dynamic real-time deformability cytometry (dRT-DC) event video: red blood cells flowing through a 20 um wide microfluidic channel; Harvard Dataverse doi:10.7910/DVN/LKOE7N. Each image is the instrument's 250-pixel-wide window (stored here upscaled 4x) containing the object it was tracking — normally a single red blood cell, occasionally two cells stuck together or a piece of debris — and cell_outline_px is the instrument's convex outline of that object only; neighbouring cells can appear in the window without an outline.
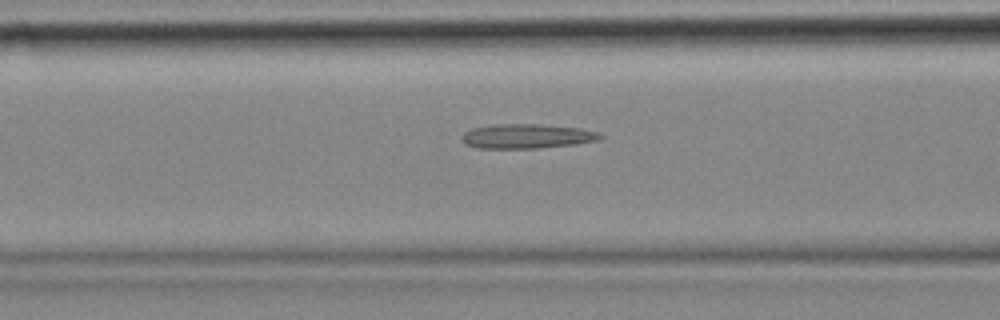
{"species": "common noctule bat (a hibernating species)", "species_latin": "Nyctalus noctula", "temperature_condition": "cold", "stored_images_in_passage": 52, "segment_of_instrument_passage": [1, 2], "camera_frame_rate_fps": 3000, "um_per_image_px": 0.085, "animal": {"sex": "female", "body_mass_g": 18.4}, "frame": {"image": 1, "passage_image": 22, "time_ms": 7.0, "image_size_px": [1000, 320], "cell_outline_px": [[604, 136], [600, 140], [576, 144], [540, 148], [476, 148], [464, 144], [460, 140], [460, 136], [464, 132], [472, 128], [496, 124], [540, 124], [580, 128], [600, 132]], "centroid_in_image_um": [44.78, 11.58], "position_along_channel_um": 121.8, "area_um2": 20.06}}
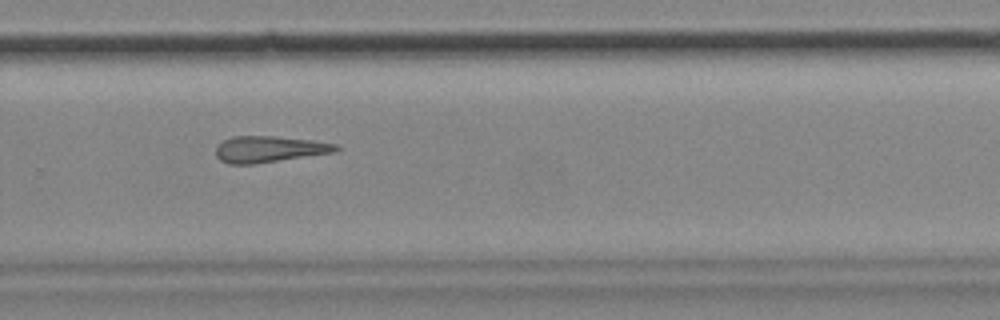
{"frame": {"image": 2, "passage_image": 38, "time_ms": 12.333, "image_size_px": [1000, 320], "cell_outline_px": [[340, 148], [336, 152], [256, 164], [228, 164], [220, 160], [216, 156], [216, 148], [224, 140], [232, 136], [276, 136], [312, 140], [336, 144]], "centroid_in_image_um": [22.89, 12.68], "position_along_channel_um": 306.9, "area_um2": 18.5}}
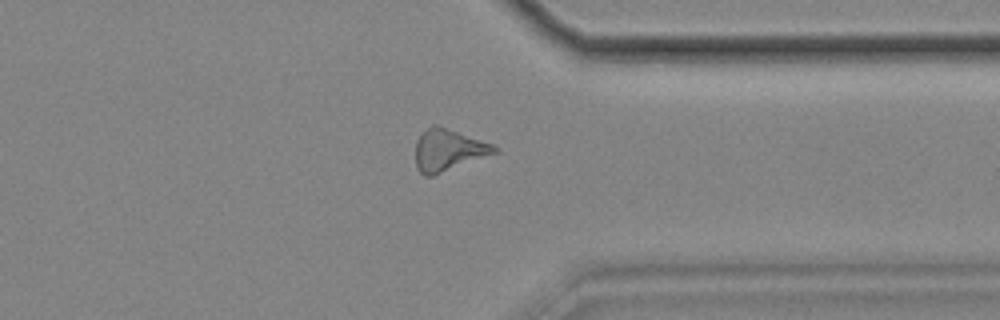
{"frame": {"image": 3, "passage_image": 44, "time_ms": 14.333, "image_size_px": [1000, 320], "cell_outline_px": [[500, 152], [432, 176], [424, 176], [416, 168], [416, 140], [432, 124], [436, 124], [492, 144], [500, 148]], "centroid_in_image_um": [38.13, 12.77], "position_along_channel_um": 373.3, "area_um2": 19.19}}